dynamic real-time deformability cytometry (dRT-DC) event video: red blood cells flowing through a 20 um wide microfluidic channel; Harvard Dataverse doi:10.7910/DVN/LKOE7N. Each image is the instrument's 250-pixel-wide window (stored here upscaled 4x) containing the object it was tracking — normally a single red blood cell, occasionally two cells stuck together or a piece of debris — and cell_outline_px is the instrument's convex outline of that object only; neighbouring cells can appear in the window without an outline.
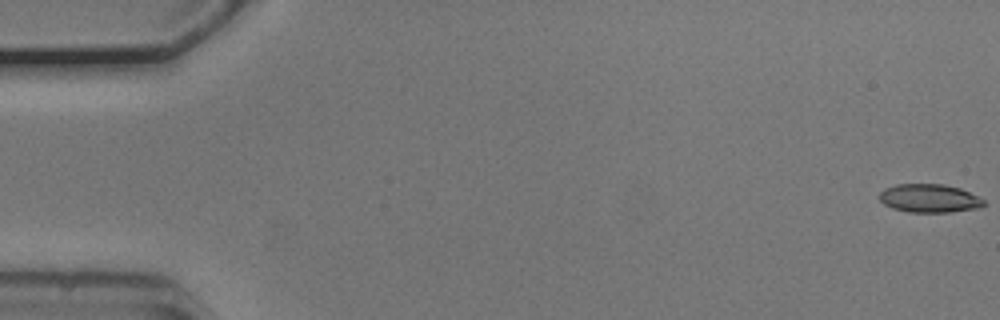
{"species": "common noctule bat (a hibernating species)", "species_latin": "Nyctalus noctula", "temperature_condition": "cold", "stored_images_in_passage": 19, "camera_frame_rate_fps": 3000, "um_per_image_px": 0.085, "animal": {"sex": "male", "body_mass_g": 20.5, "forearm_length_mm": 52.5}, "frame": {"image": 1, "passage_image": 1, "time_ms": 0.0, "image_size_px": [1000, 320], "cell_outline_px": [[984, 204], [980, 208], [952, 212], [908, 212], [892, 208], [884, 204], [880, 200], [880, 192], [884, 188], [896, 184], [944, 184], [960, 188], [984, 200]], "centroid_in_image_um": [78.98, 16.86], "position_along_channel_um": 6.0, "area_um2": 17.28}}
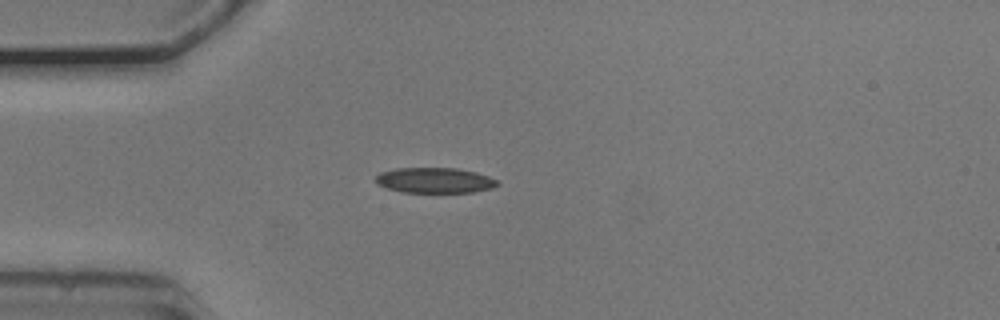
{"frame": {"image": 2, "passage_image": 15, "time_ms": 4.667, "image_size_px": [1000, 320], "cell_outline_px": [[500, 184], [492, 188], [472, 192], [404, 192], [388, 188], [376, 184], [376, 176], [380, 172], [396, 168], [456, 168], [476, 172], [488, 176], [496, 180]], "centroid_in_image_um": [36.95, 15.32], "position_along_channel_um": 48.1, "area_um2": 17.92}}